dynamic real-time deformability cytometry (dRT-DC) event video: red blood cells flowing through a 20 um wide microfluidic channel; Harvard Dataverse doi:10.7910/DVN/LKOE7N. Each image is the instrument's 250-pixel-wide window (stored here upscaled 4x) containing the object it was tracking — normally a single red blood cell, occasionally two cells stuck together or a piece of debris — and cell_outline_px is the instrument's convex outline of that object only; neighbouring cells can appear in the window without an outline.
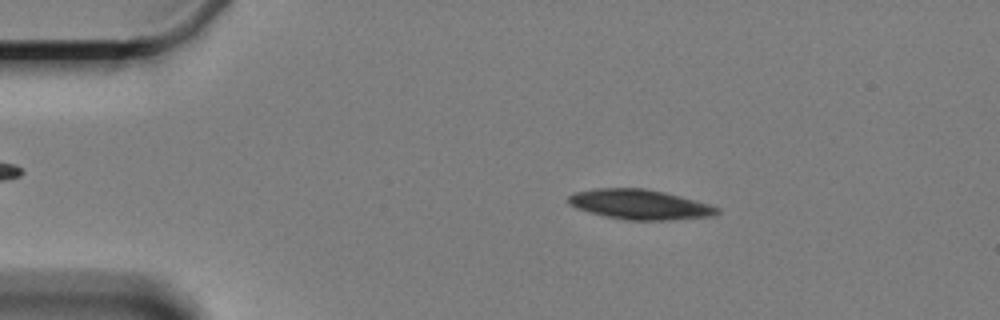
{"species": "Egyptian fruit bat (a non-hibernating species)", "species_latin": "Rousettus aegyptiacus", "temperature_condition": "cold", "stored_images_in_passage": 59, "camera_frame_rate_fps": 3000, "um_per_image_px": 0.085, "animal": {"sex": "female"}, "frame": {"image": 1, "passage_image": 10, "time_ms": 3.0, "image_size_px": [1000, 320], "cell_outline_px": [[720, 212], [716, 216], [668, 220], [628, 220], [608, 216], [576, 208], [568, 204], [568, 196], [576, 192], [596, 188], [644, 188], [664, 192], [680, 196], [708, 204], [720, 208]], "centroid_in_image_um": [54.41, 17.38], "position_along_channel_um": 30.6, "area_um2": 25.72}}
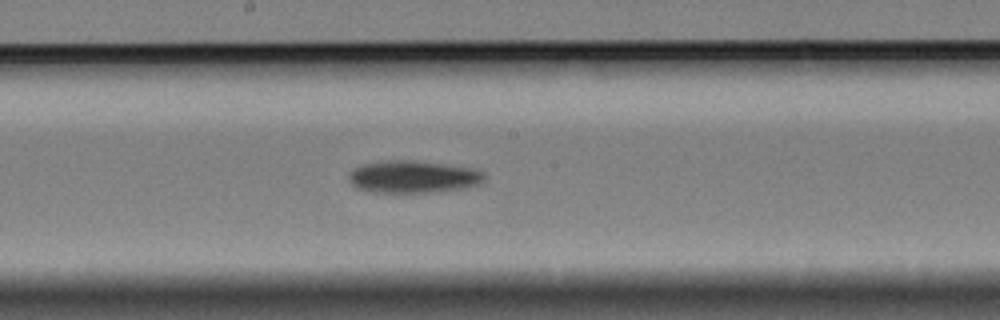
{"frame": {"image": 2, "passage_image": 31, "time_ms": 10.0, "image_size_px": [1000, 320], "cell_outline_px": [[484, 180], [480, 184], [468, 188], [436, 192], [372, 192], [356, 188], [348, 180], [348, 176], [356, 168], [364, 164], [384, 160], [408, 160], [472, 168], [484, 172]], "centroid_in_image_um": [35.14, 15.04], "position_along_channel_um": 213.1, "area_um2": 25.43}}
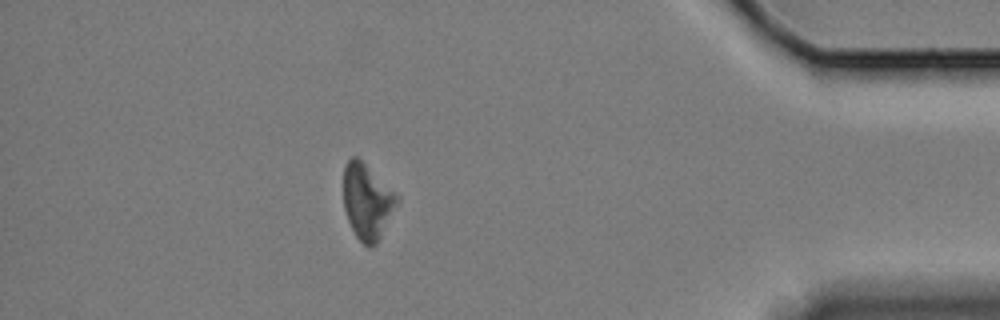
{"frame": {"image": 3, "passage_image": 52, "time_ms": 17.0, "image_size_px": [1000, 320], "cell_outline_px": [[396, 200], [380, 236], [376, 244], [372, 248], [368, 248], [356, 236], [348, 220], [344, 208], [344, 164], [352, 156], [356, 156], [396, 196]], "centroid_in_image_um": [31.11, 17.15], "position_along_channel_um": 404.1, "area_um2": 22.14}, "authors_computed_cell_mechanics": {"area_um2": 25.3742, "velocity_mm_per_s": 3.3154, "shape_relaxation_time_tau1_ms": 1.7674, "shape_relaxation_time_tau2_ms": null, "deformation_change_tau1": 0.0661, "deformation_change_tau2": null}}